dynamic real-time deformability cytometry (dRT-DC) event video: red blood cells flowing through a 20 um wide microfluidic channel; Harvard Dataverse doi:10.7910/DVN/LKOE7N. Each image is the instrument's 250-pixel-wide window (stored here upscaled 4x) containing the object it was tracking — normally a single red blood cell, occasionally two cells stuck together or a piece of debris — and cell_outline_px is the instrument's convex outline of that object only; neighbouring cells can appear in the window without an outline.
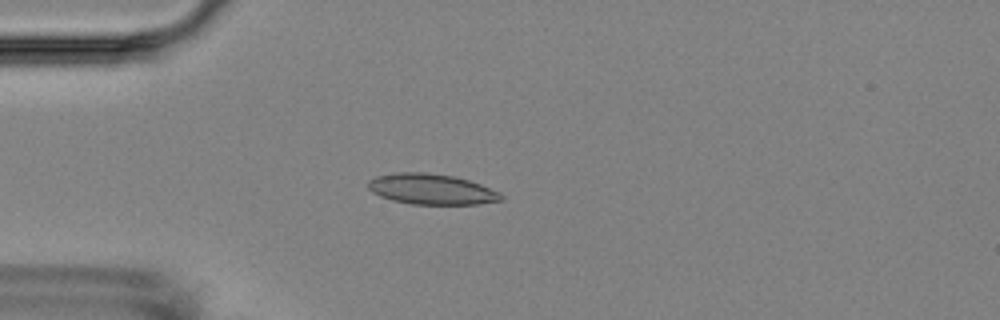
{"species": "Egyptian fruit bat (a non-hibernating species)", "species_latin": "Rousettus aegyptiacus", "temperature_condition": "room temperature", "stored_images_in_passage": 5, "camera_frame_rate_fps": 3000, "um_per_image_px": 0.085, "animal": {"sex": "female"}, "frame": {"image": 1, "passage_image": 5, "time_ms": 4.667, "image_size_px": [1000, 320], "cell_outline_px": [[504, 200], [476, 204], [412, 204], [392, 200], [380, 196], [372, 192], [368, 188], [368, 180], [376, 176], [396, 172], [424, 172], [452, 176], [468, 180], [480, 184], [500, 192], [504, 196]], "centroid_in_image_um": [36.67, 16.08], "position_along_channel_um": 48.3, "area_um2": 23.7}}